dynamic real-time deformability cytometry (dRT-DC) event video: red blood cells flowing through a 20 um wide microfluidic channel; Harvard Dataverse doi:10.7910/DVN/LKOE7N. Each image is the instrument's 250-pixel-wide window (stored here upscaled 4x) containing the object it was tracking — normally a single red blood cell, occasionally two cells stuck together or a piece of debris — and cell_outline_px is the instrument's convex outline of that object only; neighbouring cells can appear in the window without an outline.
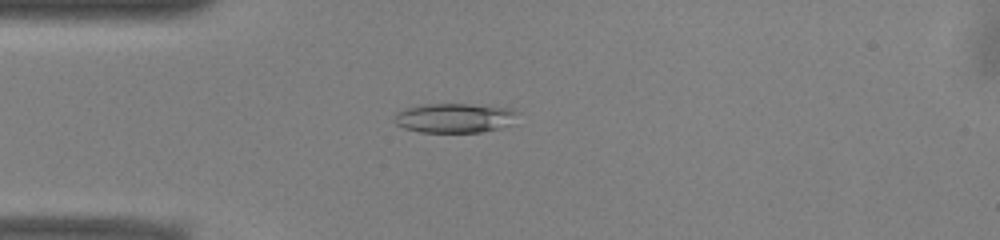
{"species": "common noctule bat (a hibernating species)", "species_latin": "Nyctalus noctula", "temperature_condition": "warm", "stored_images_in_passage": 48, "camera_frame_rate_fps": 3000, "um_per_image_px": 0.085, "animal": {"sex": "male", "body_mass_g": 13.0, "forearm_length_mm": 53.1}, "frame": {"image": 1, "passage_image": 10, "time_ms": 3.0, "image_size_px": [1000, 240], "cell_outline_px": [[520, 112], [508, 124], [500, 128], [480, 132], [420, 132], [404, 128], [396, 124], [396, 112], [404, 108], [420, 104], [468, 104], [512, 108]], "centroid_in_image_um": [38.62, 10.02], "position_along_channel_um": 46.4, "area_um2": 21.1}}
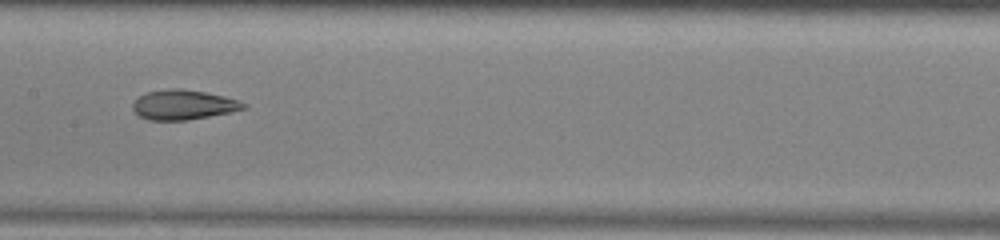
{"frame": {"image": 2, "passage_image": 22, "time_ms": 7.0, "image_size_px": [1000, 240], "cell_outline_px": [[248, 108], [232, 112], [188, 120], [148, 120], [140, 116], [132, 108], [132, 104], [140, 96], [148, 92], [168, 88], [180, 88], [204, 92], [224, 96], [240, 100], [248, 104]], "centroid_in_image_um": [15.64, 8.91], "position_along_channel_um": 191.8, "area_um2": 19.31}}
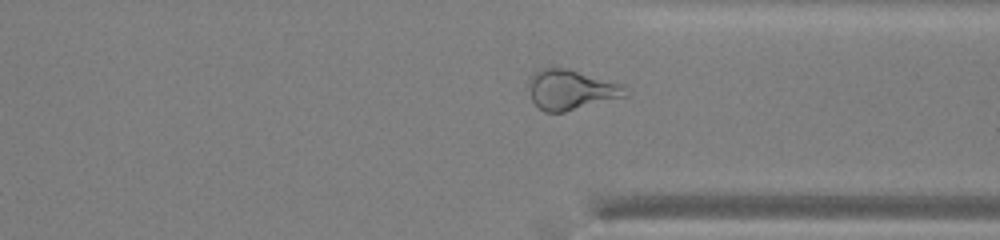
{"frame": {"image": 3, "passage_image": 35, "time_ms": 11.333, "image_size_px": [1000, 240], "cell_outline_px": [[628, 96], [564, 112], [544, 112], [532, 100], [528, 84], [532, 76], [540, 68], [568, 68], [616, 80], [624, 84]], "centroid_in_image_um": [48.61, 7.61], "position_along_channel_um": 362.8, "area_um2": 22.89}, "authors_computed_cell_mechanics": {"area_um2": 21.3282, "velocity_mm_per_s": 3.958, "shape_relaxation_time_tau1_ms": 9.6853, "shape_relaxation_time_tau2_ms": 2.1862, "deformation_change_tau1": 0.2565, "deformation_change_tau2": 0.1095}}